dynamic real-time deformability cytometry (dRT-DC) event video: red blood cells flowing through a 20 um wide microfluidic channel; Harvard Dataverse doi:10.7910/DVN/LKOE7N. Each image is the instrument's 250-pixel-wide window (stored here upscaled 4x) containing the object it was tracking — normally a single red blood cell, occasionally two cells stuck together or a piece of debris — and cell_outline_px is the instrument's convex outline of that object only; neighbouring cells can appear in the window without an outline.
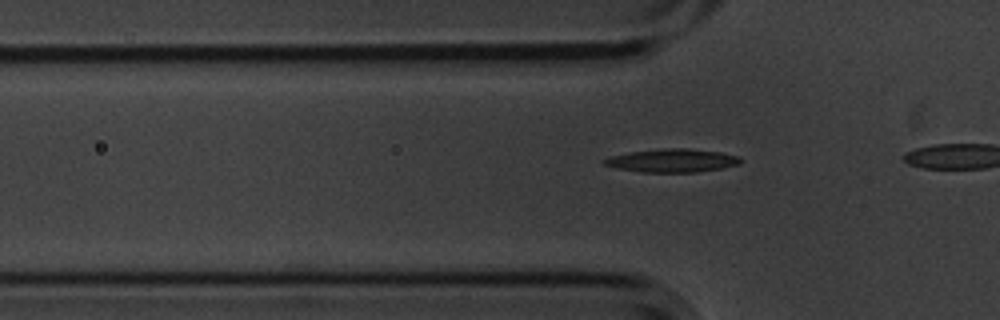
{"species": "common noctule bat (a hibernating species)", "species_latin": "Nyctalus noctula", "temperature_condition": "cold", "stored_images_in_passage": 25, "camera_frame_rate_fps": 3000, "um_per_image_px": 0.085, "animal": {"sex": "male", "body_mass_g": 20.1, "forearm_length_mm": 53.5}, "frame": {"image": 1, "passage_image": 6, "time_ms": 1.667, "image_size_px": [1000, 320], "cell_outline_px": [[740, 164], [724, 168], [696, 172], [640, 172], [616, 168], [604, 164], [600, 160], [612, 156], [632, 152], [664, 148], [688, 148], [720, 152], [740, 156]], "centroid_in_image_um": [57.16, 13.65], "position_along_channel_um": 68.6, "area_um2": 18.5}}
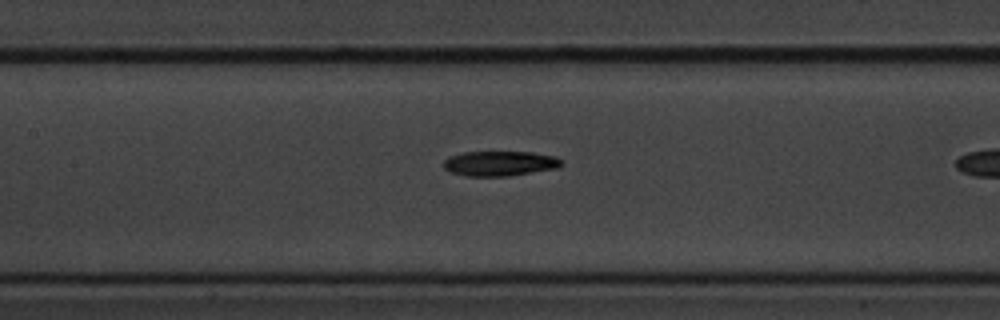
{"frame": {"image": 2, "passage_image": 14, "time_ms": 4.333, "image_size_px": [1000, 320], "cell_outline_px": [[560, 164], [556, 168], [508, 176], [468, 176], [452, 172], [444, 168], [444, 160], [448, 156], [464, 152], [532, 152], [556, 156], [560, 160]], "centroid_in_image_um": [42.45, 13.88], "position_along_channel_um": 165.0, "area_um2": 16.94}}
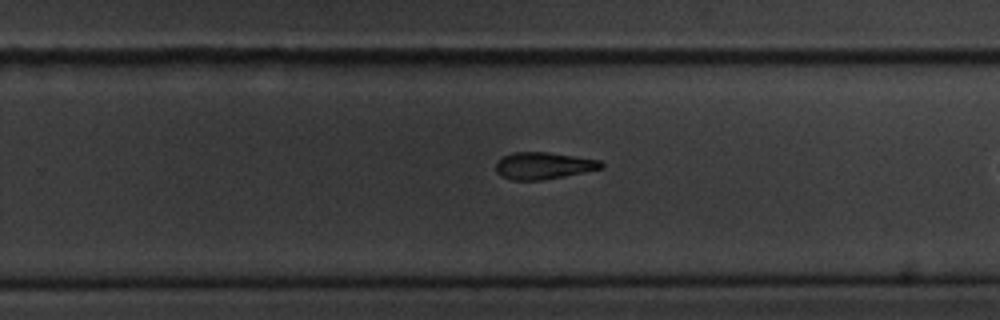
{"frame": {"image": 3, "passage_image": 24, "time_ms": 7.667, "image_size_px": [1000, 320], "cell_outline_px": [[604, 168], [564, 176], [540, 180], [512, 180], [500, 176], [496, 172], [496, 160], [512, 152], [548, 152], [600, 160], [604, 164]], "centroid_in_image_um": [46.17, 14.08], "position_along_channel_um": 283.6, "area_um2": 16.59}}